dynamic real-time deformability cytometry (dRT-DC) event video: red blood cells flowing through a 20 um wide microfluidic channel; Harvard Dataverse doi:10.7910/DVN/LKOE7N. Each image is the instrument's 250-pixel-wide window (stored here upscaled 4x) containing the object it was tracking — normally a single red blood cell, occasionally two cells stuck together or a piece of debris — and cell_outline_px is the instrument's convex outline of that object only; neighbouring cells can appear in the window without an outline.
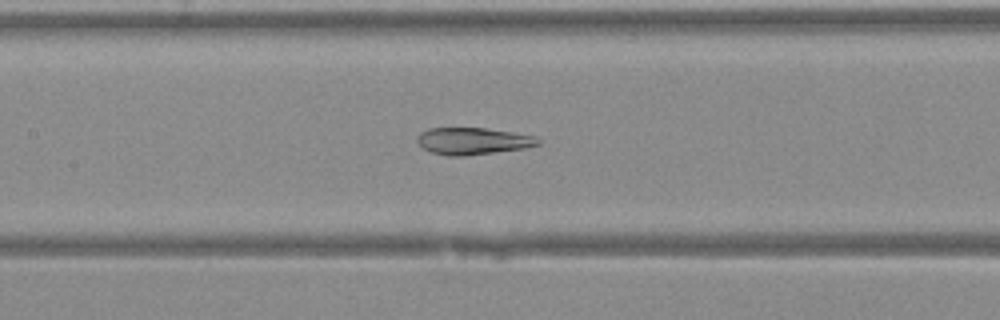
{"species": "Egyptian fruit bat (a non-hibernating species)", "species_latin": "Rousettus aegyptiacus", "temperature_condition": "warm", "stored_images_in_passage": 44, "camera_frame_rate_fps": 3000, "um_per_image_px": 0.085, "animal": {"sex": "female"}, "frame": {"image": 1, "passage_image": 21, "time_ms": 6.667, "image_size_px": [1000, 320], "cell_outline_px": [[540, 144], [524, 148], [464, 156], [448, 156], [432, 152], [424, 148], [416, 140], [416, 136], [420, 132], [428, 128], [484, 128], [512, 132], [536, 136], [540, 140]], "centroid_in_image_um": [40.18, 11.98], "position_along_channel_um": 167.2, "area_um2": 18.9}}
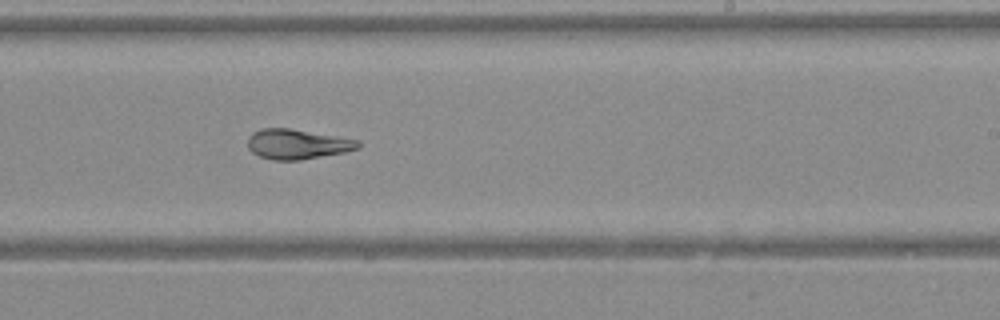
{"frame": {"image": 2, "passage_image": 27, "time_ms": 8.667, "image_size_px": [1000, 320], "cell_outline_px": [[360, 148], [344, 152], [300, 160], [272, 160], [260, 156], [252, 152], [248, 148], [248, 136], [252, 132], [260, 128], [288, 128], [360, 140]], "centroid_in_image_um": [25.25, 12.25], "position_along_channel_um": 263.8, "area_um2": 19.25}}
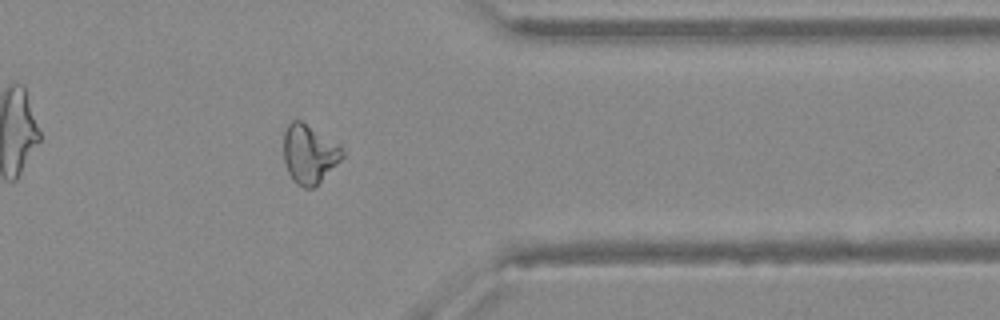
{"frame": {"image": 3, "passage_image": 35, "time_ms": 11.333, "image_size_px": [1000, 320], "cell_outline_px": [[344, 156], [312, 188], [304, 188], [296, 184], [288, 172], [284, 160], [284, 128], [292, 120], [300, 120], [340, 144], [344, 152]], "centroid_in_image_um": [26.27, 13.06], "position_along_channel_um": 385.1, "area_um2": 19.94}}